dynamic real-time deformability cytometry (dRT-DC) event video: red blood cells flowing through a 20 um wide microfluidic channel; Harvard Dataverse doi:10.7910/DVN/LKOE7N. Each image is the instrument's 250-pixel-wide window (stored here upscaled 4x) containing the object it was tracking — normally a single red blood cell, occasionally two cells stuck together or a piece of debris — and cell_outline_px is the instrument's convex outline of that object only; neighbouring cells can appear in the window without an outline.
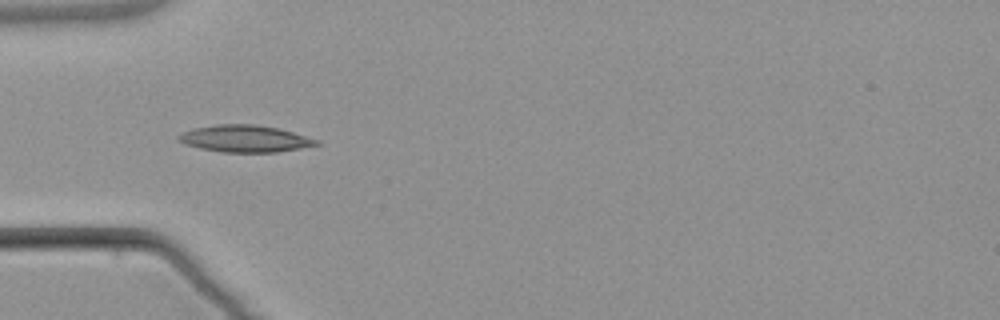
{"species": "common noctule bat (a hibernating species)", "species_latin": "Nyctalus noctula", "temperature_condition": "warm", "stored_images_in_passage": 3, "camera_frame_rate_fps": 3000, "um_per_image_px": 0.085, "animal": {"sex": "male", "body_mass_g": 21.5, "forearm_length_mm": 52.0}, "frame": {"image": 1, "passage_image": 2, "time_ms": 2.0, "image_size_px": [1000, 320], "cell_outline_px": [[324, 144], [276, 152], [224, 152], [200, 148], [184, 144], [176, 140], [176, 136], [184, 132], [196, 128], [216, 124], [256, 124], [276, 128], [292, 132], [320, 140]], "centroid_in_image_um": [20.83, 11.79], "position_along_channel_um": 64.2, "area_um2": 21.62}}
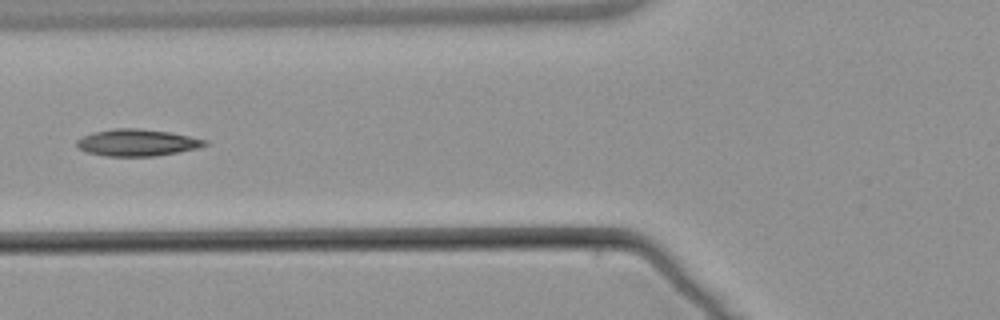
{"frame": {"image": 2, "passage_image": 3, "time_ms": 3.333, "image_size_px": [1000, 320], "cell_outline_px": [[208, 144], [196, 148], [156, 156], [104, 156], [88, 152], [76, 148], [76, 140], [92, 132], [112, 128], [140, 128], [168, 132], [208, 140]], "centroid_in_image_um": [11.6, 12.12], "position_along_channel_um": 114.2, "area_um2": 20.0}}